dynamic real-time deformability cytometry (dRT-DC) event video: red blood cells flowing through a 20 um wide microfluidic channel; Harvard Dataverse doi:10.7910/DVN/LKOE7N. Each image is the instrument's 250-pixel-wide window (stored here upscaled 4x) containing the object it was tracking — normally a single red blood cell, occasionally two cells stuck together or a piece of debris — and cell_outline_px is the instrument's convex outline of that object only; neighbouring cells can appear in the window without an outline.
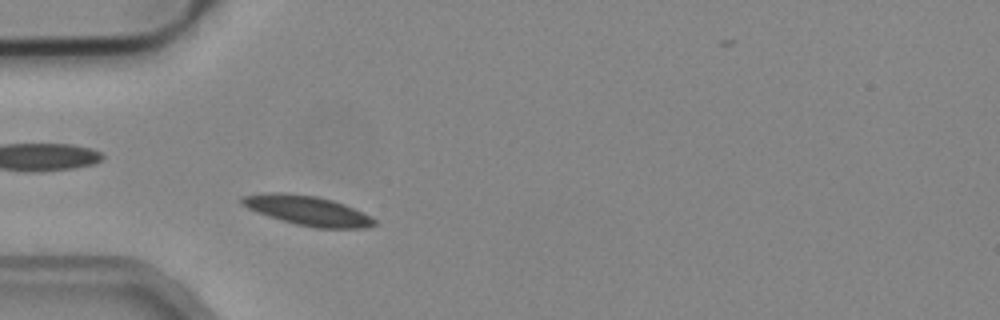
{"species": "common noctule bat (a hibernating species)", "species_latin": "Nyctalus noctula", "temperature_condition": "cold", "stored_images_in_passage": 41, "camera_frame_rate_fps": 3000, "um_per_image_px": 0.085, "animal": {"sex": "male", "body_mass_g": 19.2, "forearm_length_mm": 51.8}, "frame": {"image": 1, "passage_image": 7, "time_ms": 2.0, "image_size_px": [1000, 320], "cell_outline_px": [[376, 224], [364, 228], [316, 228], [296, 224], [268, 216], [248, 208], [240, 204], [240, 196], [268, 192], [288, 192], [316, 196], [332, 200], [344, 204], [376, 220]], "centroid_in_image_um": [26.07, 17.88], "position_along_channel_um": 58.9, "area_um2": 22.72}}
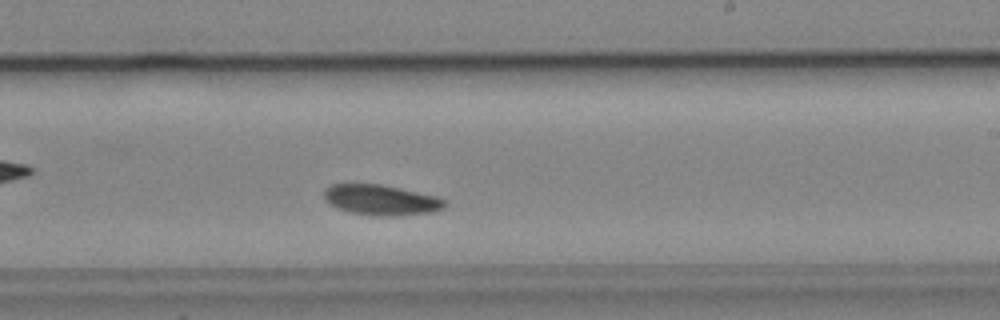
{"frame": {"image": 2, "passage_image": 23, "time_ms": 7.333, "image_size_px": [1000, 320], "cell_outline_px": [[448, 204], [444, 208], [432, 212], [396, 216], [376, 216], [348, 212], [336, 208], [328, 204], [324, 200], [324, 188], [332, 184], [380, 184], [400, 188], [436, 196], [444, 200]], "centroid_in_image_um": [32.36, 17.0], "position_along_channel_um": 256.6, "area_um2": 21.62}, "authors_computed_cell_mechanics": {"area_um2": 21.1548, "velocity_mm_per_s": 3.8183, "shape_relaxation_time_tau1_ms": 4.1276, "shape_relaxation_time_tau2_ms": null, "deformation_change_tau1": 0.0614, "deformation_change_tau2": null}}